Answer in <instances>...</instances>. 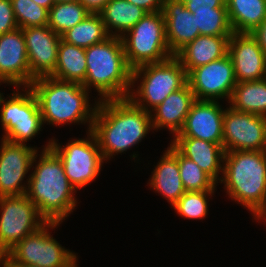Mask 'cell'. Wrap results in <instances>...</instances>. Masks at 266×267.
<instances>
[{
	"label": "cell",
	"mask_w": 266,
	"mask_h": 267,
	"mask_svg": "<svg viewBox=\"0 0 266 267\" xmlns=\"http://www.w3.org/2000/svg\"><path fill=\"white\" fill-rule=\"evenodd\" d=\"M152 129L151 113L124 98L99 101L91 132L107 161L139 144Z\"/></svg>",
	"instance_id": "cell-1"
},
{
	"label": "cell",
	"mask_w": 266,
	"mask_h": 267,
	"mask_svg": "<svg viewBox=\"0 0 266 267\" xmlns=\"http://www.w3.org/2000/svg\"><path fill=\"white\" fill-rule=\"evenodd\" d=\"M51 139L32 160V174H29L26 196L35 204L39 214L47 222L62 223L75 207L76 189L71 185L60 157L50 148ZM35 165V167H34Z\"/></svg>",
	"instance_id": "cell-2"
},
{
	"label": "cell",
	"mask_w": 266,
	"mask_h": 267,
	"mask_svg": "<svg viewBox=\"0 0 266 267\" xmlns=\"http://www.w3.org/2000/svg\"><path fill=\"white\" fill-rule=\"evenodd\" d=\"M29 87L37 99L43 125L87 123V131H91L99 100L91 106L90 92L82 84L46 76L34 79Z\"/></svg>",
	"instance_id": "cell-3"
},
{
	"label": "cell",
	"mask_w": 266,
	"mask_h": 267,
	"mask_svg": "<svg viewBox=\"0 0 266 267\" xmlns=\"http://www.w3.org/2000/svg\"><path fill=\"white\" fill-rule=\"evenodd\" d=\"M87 70L82 84L88 91L94 87L98 100L124 99L131 88L129 67L121 37L110 36L101 43L85 48Z\"/></svg>",
	"instance_id": "cell-4"
},
{
	"label": "cell",
	"mask_w": 266,
	"mask_h": 267,
	"mask_svg": "<svg viewBox=\"0 0 266 267\" xmlns=\"http://www.w3.org/2000/svg\"><path fill=\"white\" fill-rule=\"evenodd\" d=\"M220 184L228 197L254 214L266 201V160L261 151L225 152Z\"/></svg>",
	"instance_id": "cell-5"
},
{
	"label": "cell",
	"mask_w": 266,
	"mask_h": 267,
	"mask_svg": "<svg viewBox=\"0 0 266 267\" xmlns=\"http://www.w3.org/2000/svg\"><path fill=\"white\" fill-rule=\"evenodd\" d=\"M138 80V88L130 89L127 98L137 107L151 113L167 96L187 83V73L181 62L173 56L160 63L133 69L131 88L135 87Z\"/></svg>",
	"instance_id": "cell-6"
},
{
	"label": "cell",
	"mask_w": 266,
	"mask_h": 267,
	"mask_svg": "<svg viewBox=\"0 0 266 267\" xmlns=\"http://www.w3.org/2000/svg\"><path fill=\"white\" fill-rule=\"evenodd\" d=\"M121 39L127 63L132 70L174 56L168 48L162 11L148 12Z\"/></svg>",
	"instance_id": "cell-7"
},
{
	"label": "cell",
	"mask_w": 266,
	"mask_h": 267,
	"mask_svg": "<svg viewBox=\"0 0 266 267\" xmlns=\"http://www.w3.org/2000/svg\"><path fill=\"white\" fill-rule=\"evenodd\" d=\"M8 98L0 99V122L5 140L26 144L38 135L43 127L39 105L30 87H16ZM21 92V93H20Z\"/></svg>",
	"instance_id": "cell-8"
},
{
	"label": "cell",
	"mask_w": 266,
	"mask_h": 267,
	"mask_svg": "<svg viewBox=\"0 0 266 267\" xmlns=\"http://www.w3.org/2000/svg\"><path fill=\"white\" fill-rule=\"evenodd\" d=\"M59 224L61 223L46 222L37 231L25 236L7 254L19 264L37 267H78L76 254L61 246L49 232Z\"/></svg>",
	"instance_id": "cell-9"
},
{
	"label": "cell",
	"mask_w": 266,
	"mask_h": 267,
	"mask_svg": "<svg viewBox=\"0 0 266 267\" xmlns=\"http://www.w3.org/2000/svg\"><path fill=\"white\" fill-rule=\"evenodd\" d=\"M51 138L50 148L60 157L65 174L78 191L99 176L104 158L94 134L87 132V138L75 139L65 146Z\"/></svg>",
	"instance_id": "cell-10"
},
{
	"label": "cell",
	"mask_w": 266,
	"mask_h": 267,
	"mask_svg": "<svg viewBox=\"0 0 266 267\" xmlns=\"http://www.w3.org/2000/svg\"><path fill=\"white\" fill-rule=\"evenodd\" d=\"M0 214V255L47 222L26 194L0 197Z\"/></svg>",
	"instance_id": "cell-11"
},
{
	"label": "cell",
	"mask_w": 266,
	"mask_h": 267,
	"mask_svg": "<svg viewBox=\"0 0 266 267\" xmlns=\"http://www.w3.org/2000/svg\"><path fill=\"white\" fill-rule=\"evenodd\" d=\"M187 84L196 100H230L237 84L229 54L187 73Z\"/></svg>",
	"instance_id": "cell-12"
},
{
	"label": "cell",
	"mask_w": 266,
	"mask_h": 267,
	"mask_svg": "<svg viewBox=\"0 0 266 267\" xmlns=\"http://www.w3.org/2000/svg\"><path fill=\"white\" fill-rule=\"evenodd\" d=\"M266 134V117L225 108L223 148L230 151H262Z\"/></svg>",
	"instance_id": "cell-13"
},
{
	"label": "cell",
	"mask_w": 266,
	"mask_h": 267,
	"mask_svg": "<svg viewBox=\"0 0 266 267\" xmlns=\"http://www.w3.org/2000/svg\"><path fill=\"white\" fill-rule=\"evenodd\" d=\"M0 145V197L26 194L29 179L24 178L32 167L37 153L35 147L1 138ZM23 181V182H22Z\"/></svg>",
	"instance_id": "cell-14"
},
{
	"label": "cell",
	"mask_w": 266,
	"mask_h": 267,
	"mask_svg": "<svg viewBox=\"0 0 266 267\" xmlns=\"http://www.w3.org/2000/svg\"><path fill=\"white\" fill-rule=\"evenodd\" d=\"M30 68V84L34 79L54 73L61 36L48 25L23 28Z\"/></svg>",
	"instance_id": "cell-15"
},
{
	"label": "cell",
	"mask_w": 266,
	"mask_h": 267,
	"mask_svg": "<svg viewBox=\"0 0 266 267\" xmlns=\"http://www.w3.org/2000/svg\"><path fill=\"white\" fill-rule=\"evenodd\" d=\"M237 83L265 79L266 54L251 33H233L228 43Z\"/></svg>",
	"instance_id": "cell-16"
},
{
	"label": "cell",
	"mask_w": 266,
	"mask_h": 267,
	"mask_svg": "<svg viewBox=\"0 0 266 267\" xmlns=\"http://www.w3.org/2000/svg\"><path fill=\"white\" fill-rule=\"evenodd\" d=\"M0 80L15 87L30 85L26 43L19 27L0 35Z\"/></svg>",
	"instance_id": "cell-17"
},
{
	"label": "cell",
	"mask_w": 266,
	"mask_h": 267,
	"mask_svg": "<svg viewBox=\"0 0 266 267\" xmlns=\"http://www.w3.org/2000/svg\"><path fill=\"white\" fill-rule=\"evenodd\" d=\"M219 101L195 100L175 137H193L223 146V116Z\"/></svg>",
	"instance_id": "cell-18"
},
{
	"label": "cell",
	"mask_w": 266,
	"mask_h": 267,
	"mask_svg": "<svg viewBox=\"0 0 266 267\" xmlns=\"http://www.w3.org/2000/svg\"><path fill=\"white\" fill-rule=\"evenodd\" d=\"M195 100L194 93L187 83L181 89L172 92L151 111L153 130L166 128L173 133L174 138L182 130Z\"/></svg>",
	"instance_id": "cell-19"
},
{
	"label": "cell",
	"mask_w": 266,
	"mask_h": 267,
	"mask_svg": "<svg viewBox=\"0 0 266 267\" xmlns=\"http://www.w3.org/2000/svg\"><path fill=\"white\" fill-rule=\"evenodd\" d=\"M165 18L166 39L173 55L200 35L196 29L193 13L182 0H164L162 10Z\"/></svg>",
	"instance_id": "cell-20"
},
{
	"label": "cell",
	"mask_w": 266,
	"mask_h": 267,
	"mask_svg": "<svg viewBox=\"0 0 266 267\" xmlns=\"http://www.w3.org/2000/svg\"><path fill=\"white\" fill-rule=\"evenodd\" d=\"M170 143L183 156L197 163L218 184L221 180L219 174H223V146L193 137H174Z\"/></svg>",
	"instance_id": "cell-21"
},
{
	"label": "cell",
	"mask_w": 266,
	"mask_h": 267,
	"mask_svg": "<svg viewBox=\"0 0 266 267\" xmlns=\"http://www.w3.org/2000/svg\"><path fill=\"white\" fill-rule=\"evenodd\" d=\"M231 36L199 35L187 43L174 56L181 62L186 73L202 65L218 60L228 54Z\"/></svg>",
	"instance_id": "cell-22"
},
{
	"label": "cell",
	"mask_w": 266,
	"mask_h": 267,
	"mask_svg": "<svg viewBox=\"0 0 266 267\" xmlns=\"http://www.w3.org/2000/svg\"><path fill=\"white\" fill-rule=\"evenodd\" d=\"M150 187L173 206L186 192L180 177L178 158L167 148L152 171Z\"/></svg>",
	"instance_id": "cell-23"
},
{
	"label": "cell",
	"mask_w": 266,
	"mask_h": 267,
	"mask_svg": "<svg viewBox=\"0 0 266 267\" xmlns=\"http://www.w3.org/2000/svg\"><path fill=\"white\" fill-rule=\"evenodd\" d=\"M98 13L108 34L116 37H122L147 14L127 0H109Z\"/></svg>",
	"instance_id": "cell-24"
},
{
	"label": "cell",
	"mask_w": 266,
	"mask_h": 267,
	"mask_svg": "<svg viewBox=\"0 0 266 267\" xmlns=\"http://www.w3.org/2000/svg\"><path fill=\"white\" fill-rule=\"evenodd\" d=\"M226 5L235 33H251L266 18V0H226Z\"/></svg>",
	"instance_id": "cell-25"
},
{
	"label": "cell",
	"mask_w": 266,
	"mask_h": 267,
	"mask_svg": "<svg viewBox=\"0 0 266 267\" xmlns=\"http://www.w3.org/2000/svg\"><path fill=\"white\" fill-rule=\"evenodd\" d=\"M87 70L85 48L59 42L57 64L51 77L83 84Z\"/></svg>",
	"instance_id": "cell-26"
},
{
	"label": "cell",
	"mask_w": 266,
	"mask_h": 267,
	"mask_svg": "<svg viewBox=\"0 0 266 267\" xmlns=\"http://www.w3.org/2000/svg\"><path fill=\"white\" fill-rule=\"evenodd\" d=\"M228 103L234 110L266 117V80L237 83Z\"/></svg>",
	"instance_id": "cell-27"
},
{
	"label": "cell",
	"mask_w": 266,
	"mask_h": 267,
	"mask_svg": "<svg viewBox=\"0 0 266 267\" xmlns=\"http://www.w3.org/2000/svg\"><path fill=\"white\" fill-rule=\"evenodd\" d=\"M109 37L99 13H90L83 21L61 35L63 41L82 48L101 43Z\"/></svg>",
	"instance_id": "cell-28"
},
{
	"label": "cell",
	"mask_w": 266,
	"mask_h": 267,
	"mask_svg": "<svg viewBox=\"0 0 266 267\" xmlns=\"http://www.w3.org/2000/svg\"><path fill=\"white\" fill-rule=\"evenodd\" d=\"M91 12L79 1L56 3L49 9L48 26L58 35L75 27Z\"/></svg>",
	"instance_id": "cell-29"
},
{
	"label": "cell",
	"mask_w": 266,
	"mask_h": 267,
	"mask_svg": "<svg viewBox=\"0 0 266 267\" xmlns=\"http://www.w3.org/2000/svg\"><path fill=\"white\" fill-rule=\"evenodd\" d=\"M168 149L178 158L180 177L185 191L216 189L217 183L197 163L183 156L171 143Z\"/></svg>",
	"instance_id": "cell-30"
},
{
	"label": "cell",
	"mask_w": 266,
	"mask_h": 267,
	"mask_svg": "<svg viewBox=\"0 0 266 267\" xmlns=\"http://www.w3.org/2000/svg\"><path fill=\"white\" fill-rule=\"evenodd\" d=\"M193 15L200 35L231 36L234 33L227 8L196 9Z\"/></svg>",
	"instance_id": "cell-31"
},
{
	"label": "cell",
	"mask_w": 266,
	"mask_h": 267,
	"mask_svg": "<svg viewBox=\"0 0 266 267\" xmlns=\"http://www.w3.org/2000/svg\"><path fill=\"white\" fill-rule=\"evenodd\" d=\"M215 190L186 191L172 206L178 215L187 219H204L208 215V197Z\"/></svg>",
	"instance_id": "cell-32"
},
{
	"label": "cell",
	"mask_w": 266,
	"mask_h": 267,
	"mask_svg": "<svg viewBox=\"0 0 266 267\" xmlns=\"http://www.w3.org/2000/svg\"><path fill=\"white\" fill-rule=\"evenodd\" d=\"M11 5L19 28L48 24L49 10L37 5L33 0H11Z\"/></svg>",
	"instance_id": "cell-33"
},
{
	"label": "cell",
	"mask_w": 266,
	"mask_h": 267,
	"mask_svg": "<svg viewBox=\"0 0 266 267\" xmlns=\"http://www.w3.org/2000/svg\"><path fill=\"white\" fill-rule=\"evenodd\" d=\"M18 28L11 0H0V35Z\"/></svg>",
	"instance_id": "cell-34"
},
{
	"label": "cell",
	"mask_w": 266,
	"mask_h": 267,
	"mask_svg": "<svg viewBox=\"0 0 266 267\" xmlns=\"http://www.w3.org/2000/svg\"><path fill=\"white\" fill-rule=\"evenodd\" d=\"M190 13L196 9L227 8L226 0H182Z\"/></svg>",
	"instance_id": "cell-35"
},
{
	"label": "cell",
	"mask_w": 266,
	"mask_h": 267,
	"mask_svg": "<svg viewBox=\"0 0 266 267\" xmlns=\"http://www.w3.org/2000/svg\"><path fill=\"white\" fill-rule=\"evenodd\" d=\"M128 2L148 12H159L163 10L164 0H127Z\"/></svg>",
	"instance_id": "cell-36"
},
{
	"label": "cell",
	"mask_w": 266,
	"mask_h": 267,
	"mask_svg": "<svg viewBox=\"0 0 266 267\" xmlns=\"http://www.w3.org/2000/svg\"><path fill=\"white\" fill-rule=\"evenodd\" d=\"M251 35L257 40L259 47L266 54V18L251 32Z\"/></svg>",
	"instance_id": "cell-37"
},
{
	"label": "cell",
	"mask_w": 266,
	"mask_h": 267,
	"mask_svg": "<svg viewBox=\"0 0 266 267\" xmlns=\"http://www.w3.org/2000/svg\"><path fill=\"white\" fill-rule=\"evenodd\" d=\"M109 0H79L91 13H98Z\"/></svg>",
	"instance_id": "cell-38"
},
{
	"label": "cell",
	"mask_w": 266,
	"mask_h": 267,
	"mask_svg": "<svg viewBox=\"0 0 266 267\" xmlns=\"http://www.w3.org/2000/svg\"><path fill=\"white\" fill-rule=\"evenodd\" d=\"M37 267L34 265L19 264L14 261L8 254L0 255V267Z\"/></svg>",
	"instance_id": "cell-39"
},
{
	"label": "cell",
	"mask_w": 266,
	"mask_h": 267,
	"mask_svg": "<svg viewBox=\"0 0 266 267\" xmlns=\"http://www.w3.org/2000/svg\"><path fill=\"white\" fill-rule=\"evenodd\" d=\"M252 216L255 220L266 221V201Z\"/></svg>",
	"instance_id": "cell-40"
},
{
	"label": "cell",
	"mask_w": 266,
	"mask_h": 267,
	"mask_svg": "<svg viewBox=\"0 0 266 267\" xmlns=\"http://www.w3.org/2000/svg\"><path fill=\"white\" fill-rule=\"evenodd\" d=\"M33 2L48 10L55 4V0H33Z\"/></svg>",
	"instance_id": "cell-41"
},
{
	"label": "cell",
	"mask_w": 266,
	"mask_h": 267,
	"mask_svg": "<svg viewBox=\"0 0 266 267\" xmlns=\"http://www.w3.org/2000/svg\"><path fill=\"white\" fill-rule=\"evenodd\" d=\"M262 154L266 160V134H265V141H264V145H263V148H262Z\"/></svg>",
	"instance_id": "cell-42"
},
{
	"label": "cell",
	"mask_w": 266,
	"mask_h": 267,
	"mask_svg": "<svg viewBox=\"0 0 266 267\" xmlns=\"http://www.w3.org/2000/svg\"><path fill=\"white\" fill-rule=\"evenodd\" d=\"M73 1H79V0H55L56 3L73 2Z\"/></svg>",
	"instance_id": "cell-43"
},
{
	"label": "cell",
	"mask_w": 266,
	"mask_h": 267,
	"mask_svg": "<svg viewBox=\"0 0 266 267\" xmlns=\"http://www.w3.org/2000/svg\"><path fill=\"white\" fill-rule=\"evenodd\" d=\"M1 83H3V84L5 83V84H6V82L3 81V80H0V84H1ZM2 96H3V93L0 92V99L2 98Z\"/></svg>",
	"instance_id": "cell-44"
}]
</instances>
